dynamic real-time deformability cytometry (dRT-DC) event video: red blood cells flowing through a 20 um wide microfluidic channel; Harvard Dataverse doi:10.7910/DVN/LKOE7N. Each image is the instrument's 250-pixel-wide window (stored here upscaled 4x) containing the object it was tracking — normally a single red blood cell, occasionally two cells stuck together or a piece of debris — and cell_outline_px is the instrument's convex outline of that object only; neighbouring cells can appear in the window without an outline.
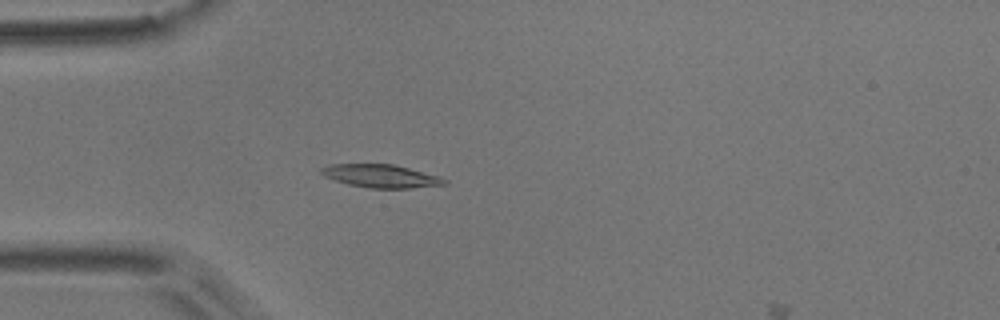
{"species": "common noctule bat (a hibernating species)", "species_latin": "Nyctalus noctula", "temperature_condition": "room temperature", "stored_images_in_passage": 5, "camera_frame_rate_fps": 3000, "um_per_image_px": 0.085, "animal": {"sex": "male", "body_mass_g": 17.9}, "frame": {"image": 1, "passage_image": 4, "time_ms": 1.0, "image_size_px": [1000, 320], "cell_outline_px": [[448, 184], [412, 188], [368, 188], [348, 184], [324, 176], [320, 172], [320, 168], [328, 164], [392, 164], [440, 176], [448, 180]], "centroid_in_image_um": [32.39, 14.96], "position_along_channel_um": 52.6, "area_um2": 16.59}}